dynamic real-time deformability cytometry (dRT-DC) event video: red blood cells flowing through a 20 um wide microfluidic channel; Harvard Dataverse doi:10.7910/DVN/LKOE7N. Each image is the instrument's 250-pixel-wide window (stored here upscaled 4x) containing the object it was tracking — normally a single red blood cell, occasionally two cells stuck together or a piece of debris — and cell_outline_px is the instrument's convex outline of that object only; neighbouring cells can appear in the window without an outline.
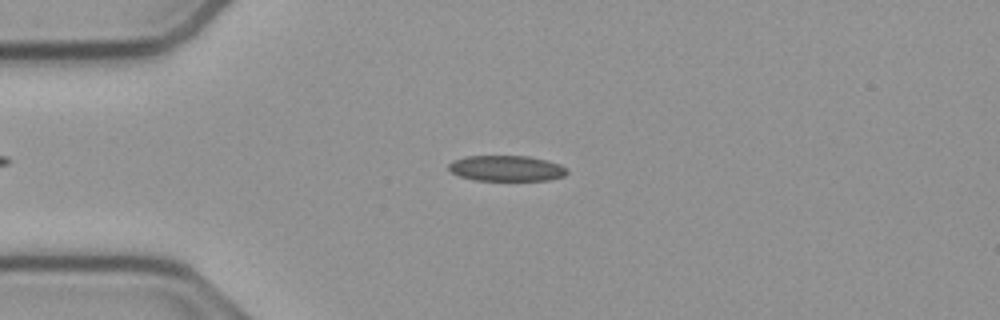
{"species": "common noctule bat (a hibernating species)", "species_latin": "Nyctalus noctula", "temperature_condition": "cold", "stored_images_in_passage": 53, "camera_frame_rate_fps": 3000, "um_per_image_px": 0.085, "animal": {"sex": "male", "body_mass_g": 23.1, "forearm_length_mm": 52.7}, "frame": {"image": 1, "passage_image": 13, "time_ms": 4.0, "image_size_px": [1000, 320], "cell_outline_px": [[568, 172], [564, 176], [548, 180], [476, 180], [460, 176], [452, 172], [448, 168], [448, 164], [452, 160], [464, 156], [528, 156], [548, 160], [560, 164], [568, 168]], "centroid_in_image_um": [43.06, 14.3], "position_along_channel_um": 41.9, "area_um2": 17.8}}
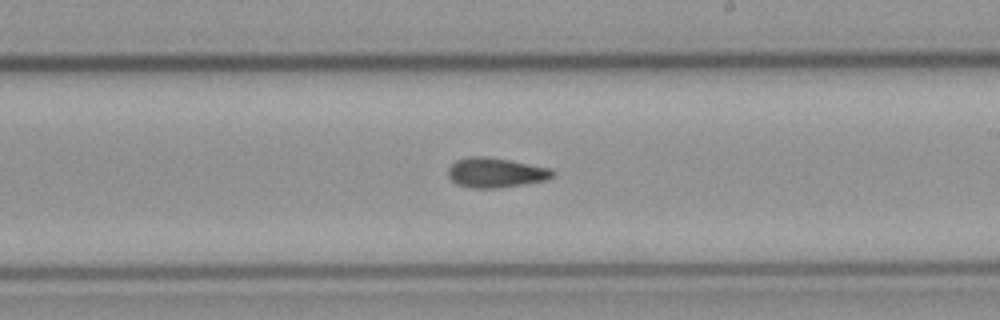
{"frame": {"image": 2, "passage_image": 31, "time_ms": 10.0, "image_size_px": [1000, 320], "cell_outline_px": [[556, 176], [544, 180], [496, 188], [472, 188], [456, 184], [448, 176], [448, 168], [456, 160], [468, 156], [484, 156], [508, 160], [552, 168], [556, 172]], "centroid_in_image_um": [42.13, 14.66], "position_along_channel_um": 246.9, "area_um2": 18.09}}
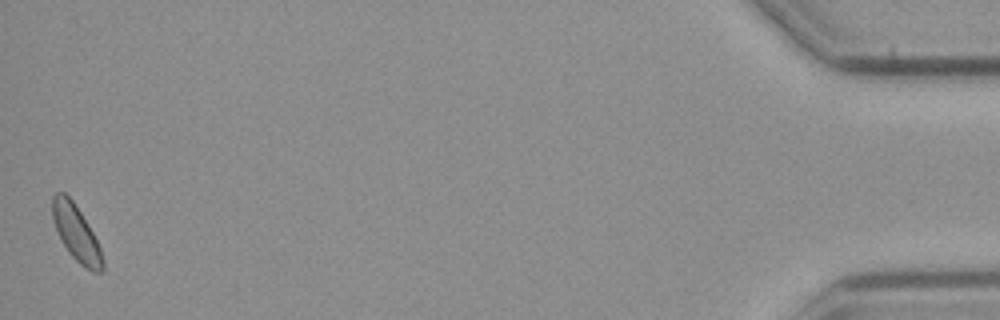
{"frame": {"image": 3, "passage_image": 53, "time_ms": 17.333, "image_size_px": [1000, 320], "cell_outline_px": [[104, 272], [92, 272], [80, 264], [68, 252], [52, 220], [52, 196], [56, 192], [64, 192], [72, 200], [88, 224], [100, 248], [104, 260]], "centroid_in_image_um": [6.49, 19.83], "position_along_channel_um": 428.7, "area_um2": 16.13}, "authors_computed_cell_mechanics": {"area_um2": 17.5712, "velocity_mm_per_s": 3.7724, "shape_relaxation_time_tau1_ms": null, "shape_relaxation_time_tau2_ms": 2.9747, "deformation_change_tau1": null, "deformation_change_tau2": 0.0918}}